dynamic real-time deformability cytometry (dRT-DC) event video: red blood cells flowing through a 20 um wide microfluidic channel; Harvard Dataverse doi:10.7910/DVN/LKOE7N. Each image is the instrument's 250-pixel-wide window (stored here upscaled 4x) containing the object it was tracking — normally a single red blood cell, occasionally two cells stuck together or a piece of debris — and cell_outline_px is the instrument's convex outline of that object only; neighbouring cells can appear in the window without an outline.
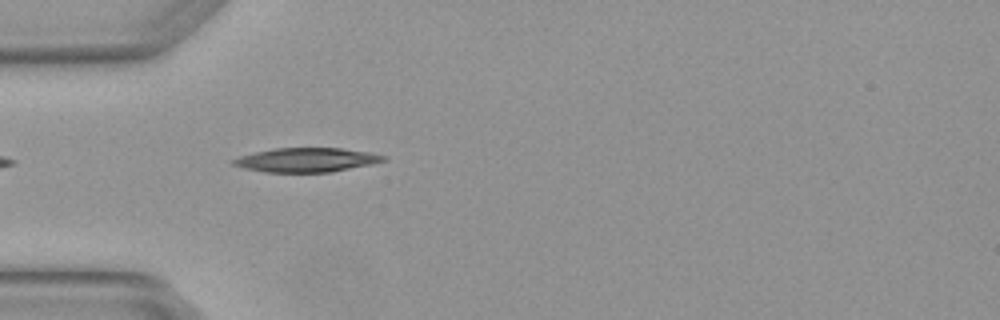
{"species": "Egyptian fruit bat (a non-hibernating species)", "species_latin": "Rousettus aegyptiacus", "temperature_condition": "warm", "stored_images_in_passage": 1, "camera_frame_rate_fps": 3000, "um_per_image_px": 0.085, "animal": {"sex": "female"}, "frame": {"image": 1, "passage_image": 1, "time_ms": 0.0, "image_size_px": [1000, 320], "cell_outline_px": [[388, 160], [372, 164], [332, 172], [264, 172], [244, 168], [232, 164], [232, 160], [240, 156], [256, 152], [276, 148], [340, 148], [368, 152], [388, 156]], "centroid_in_image_um": [26.1, 13.6], "position_along_channel_um": 58.9, "area_um2": 21.1}}